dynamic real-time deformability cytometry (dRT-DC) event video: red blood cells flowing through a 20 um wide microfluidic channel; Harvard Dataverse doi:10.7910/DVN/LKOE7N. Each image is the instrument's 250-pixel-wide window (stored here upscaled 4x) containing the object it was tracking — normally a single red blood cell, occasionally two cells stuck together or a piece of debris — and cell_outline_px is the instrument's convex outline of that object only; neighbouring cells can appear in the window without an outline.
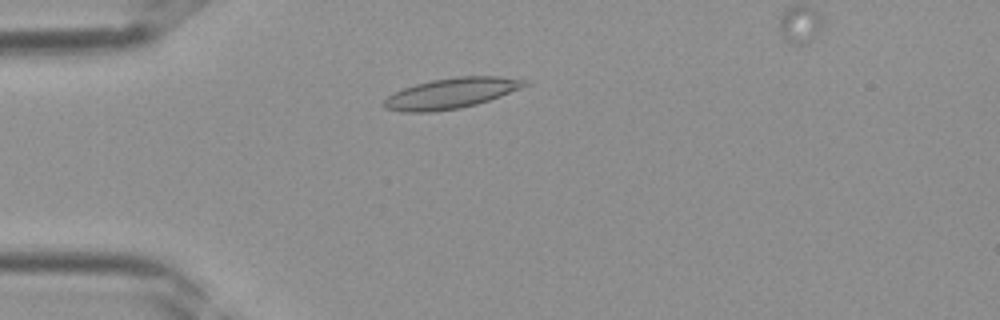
{"species": "Egyptian fruit bat (a non-hibernating species)", "species_latin": "Rousettus aegyptiacus", "temperature_condition": "room temperature", "stored_images_in_passage": 36, "camera_frame_rate_fps": 3000, "um_per_image_px": 0.085, "frame": {"image": 1, "passage_image": 8, "time_ms": 2.333, "image_size_px": [1000, 320], "cell_outline_px": [[528, 84], [520, 88], [500, 96], [476, 104], [460, 108], [432, 112], [404, 112], [384, 108], [380, 104], [388, 96], [404, 88], [416, 84], [432, 80], [456, 76], [500, 76], [528, 80]], "centroid_in_image_um": [38.33, 7.93], "position_along_channel_um": 46.7, "area_um2": 24.91}}
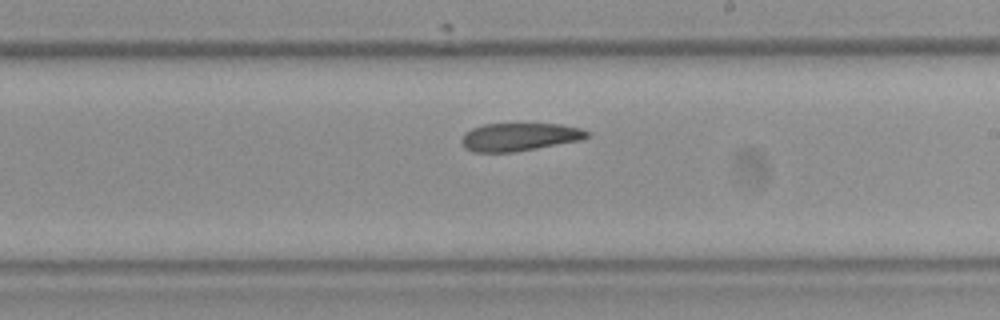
{"frame": {"image": 2, "passage_image": 20, "time_ms": 6.333, "image_size_px": [1000, 320], "cell_outline_px": [[588, 136], [580, 140], [536, 148], [512, 152], [472, 152], [464, 148], [460, 140], [464, 132], [472, 128], [484, 124], [560, 124], [580, 128], [588, 132]], "centroid_in_image_um": [44.08, 11.64], "position_along_channel_um": 244.9, "area_um2": 20.35}}
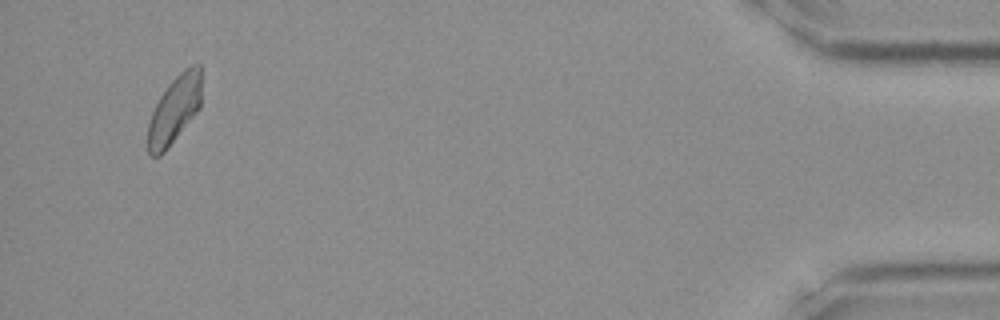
{"frame": {"image": 3, "passage_image": 34, "time_ms": 11.0, "image_size_px": [1000, 320], "cell_outline_px": [[200, 108], [164, 152], [160, 156], [152, 156], [148, 152], [148, 124], [152, 112], [160, 96], [168, 84], [184, 68], [192, 64], [200, 64]], "centroid_in_image_um": [14.82, 9.31], "position_along_channel_um": 420.4, "area_um2": 20.81}}